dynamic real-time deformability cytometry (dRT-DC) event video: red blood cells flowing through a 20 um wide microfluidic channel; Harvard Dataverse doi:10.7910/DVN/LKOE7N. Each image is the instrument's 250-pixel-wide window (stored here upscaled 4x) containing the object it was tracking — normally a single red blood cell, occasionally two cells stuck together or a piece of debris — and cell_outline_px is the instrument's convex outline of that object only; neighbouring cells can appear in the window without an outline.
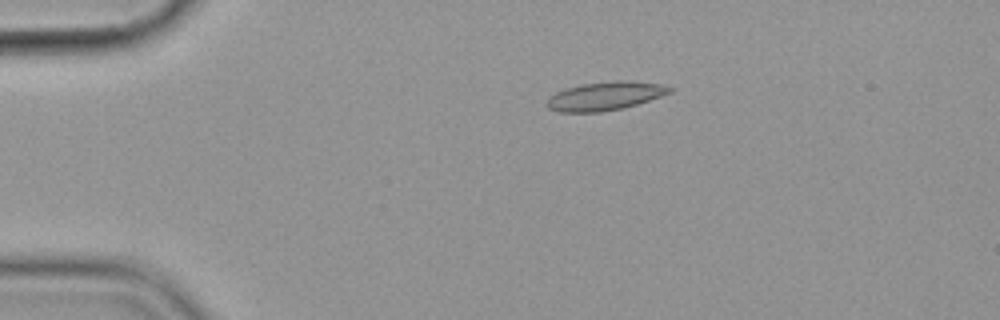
{"species": "common noctule bat (a hibernating species)", "species_latin": "Nyctalus noctula", "temperature_condition": "cold", "stored_images_in_passage": 6, "camera_frame_rate_fps": 3000, "um_per_image_px": 0.085, "animal": {"sex": "female", "body_mass_g": 19.9}, "frame": {"image": 1, "passage_image": 3, "time_ms": 3.0, "image_size_px": [1000, 320], "cell_outline_px": [[676, 88], [672, 92], [624, 108], [600, 112], [556, 112], [548, 108], [548, 100], [556, 92], [564, 88], [580, 84], [616, 80], [620, 80], [660, 84]], "centroid_in_image_um": [51.43, 8.16], "position_along_channel_um": 33.6, "area_um2": 20.35}}
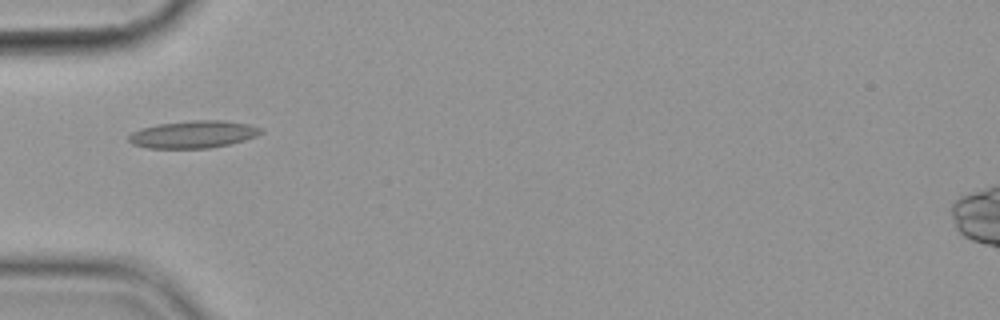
{"frame": {"image": 2, "passage_image": 5, "time_ms": 5.333, "image_size_px": [1000, 320], "cell_outline_px": [[264, 132], [256, 136], [244, 140], [228, 144], [208, 148], [148, 148], [132, 144], [128, 140], [128, 136], [132, 132], [140, 128], [160, 124], [192, 120], [224, 120], [248, 124], [264, 128]], "centroid_in_image_um": [16.45, 11.41], "position_along_channel_um": 68.6, "area_um2": 21.1}}
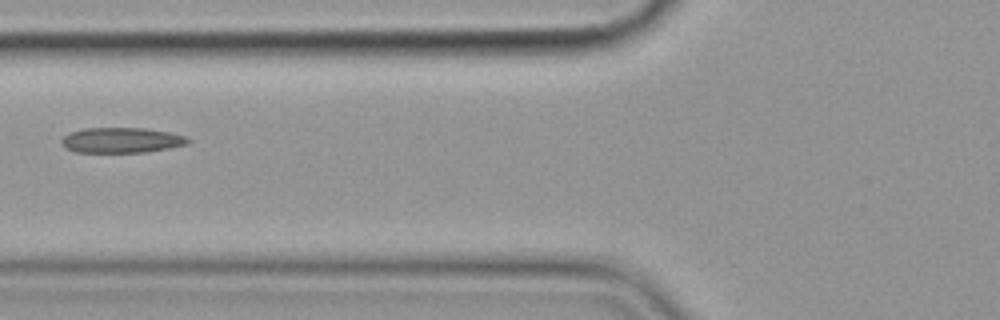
{"frame": {"image": 3, "passage_image": 6, "time_ms": 6.667, "image_size_px": [1000, 320], "cell_outline_px": [[192, 140], [188, 144], [168, 148], [144, 152], [76, 152], [64, 148], [60, 140], [68, 132], [84, 128], [148, 128], [188, 136]], "centroid_in_image_um": [10.33, 11.91], "position_along_channel_um": 115.5, "area_um2": 18.84}}